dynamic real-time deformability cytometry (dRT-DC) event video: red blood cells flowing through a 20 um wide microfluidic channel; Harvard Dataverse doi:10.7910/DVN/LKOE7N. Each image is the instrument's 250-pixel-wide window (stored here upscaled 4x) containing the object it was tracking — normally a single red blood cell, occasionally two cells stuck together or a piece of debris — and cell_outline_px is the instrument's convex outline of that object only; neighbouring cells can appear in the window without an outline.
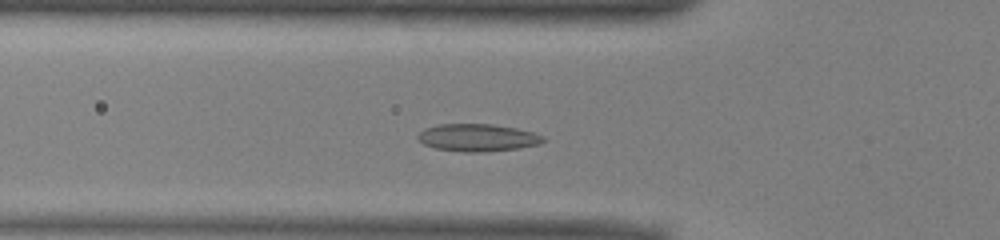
{"species": "common noctule bat (a hibernating species)", "species_latin": "Nyctalus noctula", "temperature_condition": "warm", "stored_images_in_passage": 43, "camera_frame_rate_fps": 3000, "um_per_image_px": 0.085, "animal": {"sex": "male", "body_mass_g": 13.0, "forearm_length_mm": 53.1}, "frame": {"image": 1, "passage_image": 9, "time_ms": 2.667, "image_size_px": [1000, 240], "cell_outline_px": [[544, 140], [540, 144], [520, 148], [484, 152], [464, 152], [436, 148], [424, 144], [416, 140], [416, 136], [424, 128], [436, 124], [492, 124], [516, 128], [532, 132], [544, 136]], "centroid_in_image_um": [40.56, 11.7], "position_along_channel_um": 85.2, "area_um2": 20.17}}
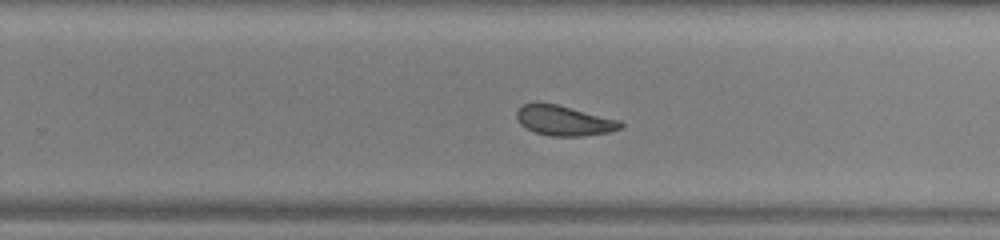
{"frame": {"image": 2, "passage_image": 24, "time_ms": 7.667, "image_size_px": [1000, 240], "cell_outline_px": [[624, 124], [620, 128], [608, 132], [584, 136], [552, 136], [536, 132], [520, 124], [516, 116], [516, 112], [524, 104], [536, 100], [556, 104], [620, 120]], "centroid_in_image_um": [47.92, 10.23], "position_along_channel_um": 281.9, "area_um2": 18.21}}
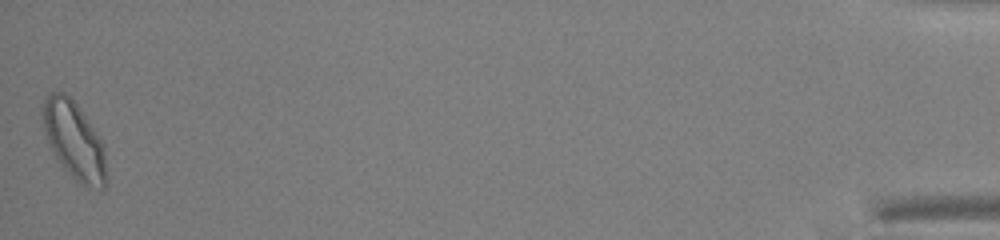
{"frame": {"image": 3, "passage_image": 43, "time_ms": 14.0, "image_size_px": [1000, 240], "cell_outline_px": [[108, 184], [100, 192], [80, 184], [60, 164], [52, 152], [44, 132], [44, 100], [48, 92], [64, 92], [80, 108], [100, 136], [104, 144]], "centroid_in_image_um": [6.36, 12.01], "position_along_channel_um": 428.8, "area_um2": 29.13}, "authors_computed_cell_mechanics": {"area_um2": 19.4786, "velocity_mm_per_s": 3.9369, "shape_relaxation_time_tau1_ms": 5.0843, "shape_relaxation_time_tau2_ms": 1.9183, "deformation_change_tau1": 0.1317, "deformation_change_tau2": 0.0861}}